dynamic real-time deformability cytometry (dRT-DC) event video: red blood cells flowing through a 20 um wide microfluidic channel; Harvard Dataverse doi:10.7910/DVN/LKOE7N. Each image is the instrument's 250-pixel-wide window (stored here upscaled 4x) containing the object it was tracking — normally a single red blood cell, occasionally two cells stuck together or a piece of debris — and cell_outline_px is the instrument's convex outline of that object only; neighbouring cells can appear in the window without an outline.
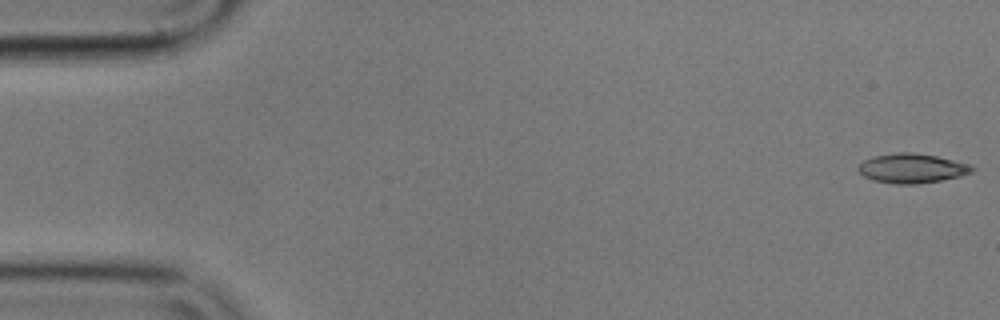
{"species": "common noctule bat (a hibernating species)", "species_latin": "Nyctalus noctula", "temperature_condition": "cold", "stored_images_in_passage": 5, "camera_frame_rate_fps": 3000, "um_per_image_px": 0.085, "animal": {"sex": "male", "body_mass_g": 17.9}, "frame": {"image": 1, "passage_image": 1, "time_ms": 0.0, "image_size_px": [1000, 320], "cell_outline_px": [[976, 168], [972, 172], [960, 176], [940, 180], [916, 184], [896, 184], [872, 180], [864, 176], [856, 168], [864, 160], [872, 156], [896, 152], [912, 152], [936, 156], [972, 164]], "centroid_in_image_um": [77.52, 14.3], "position_along_channel_um": 7.5, "area_um2": 19.65}}